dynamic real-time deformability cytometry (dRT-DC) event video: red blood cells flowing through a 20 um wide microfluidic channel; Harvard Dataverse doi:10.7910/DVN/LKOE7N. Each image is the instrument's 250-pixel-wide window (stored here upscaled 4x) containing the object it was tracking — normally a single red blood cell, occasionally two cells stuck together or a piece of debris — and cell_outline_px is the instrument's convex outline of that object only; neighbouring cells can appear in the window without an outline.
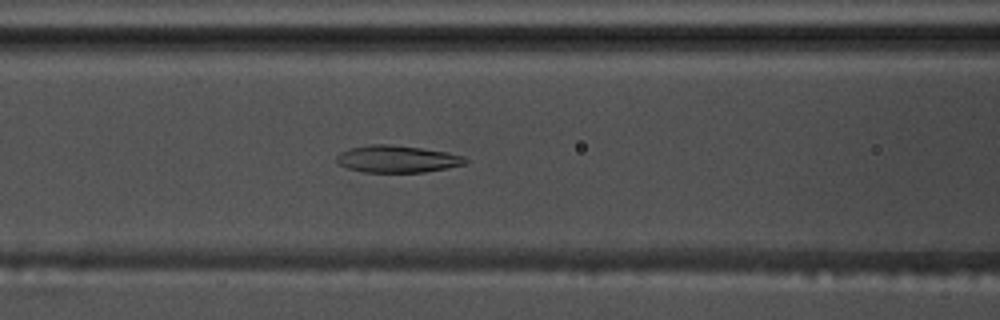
{"species": "common noctule bat (a hibernating species)", "species_latin": "Nyctalus noctula", "temperature_condition": "warm", "stored_images_in_passage": 55, "camera_frame_rate_fps": 3000, "um_per_image_px": 0.085, "animal": {"sex": "male", "body_mass_g": 17.5, "forearm_length_mm": 52.3}, "frame": {"image": 1, "passage_image": 23, "time_ms": 7.333, "image_size_px": [1000, 320], "cell_outline_px": [[468, 160], [464, 164], [424, 172], [364, 172], [348, 168], [340, 164], [336, 160], [336, 156], [340, 152], [348, 148], [372, 144], [388, 144], [420, 148], [448, 152], [464, 156]], "centroid_in_image_um": [33.74, 13.51], "position_along_channel_um": 132.9, "area_um2": 20.17}}
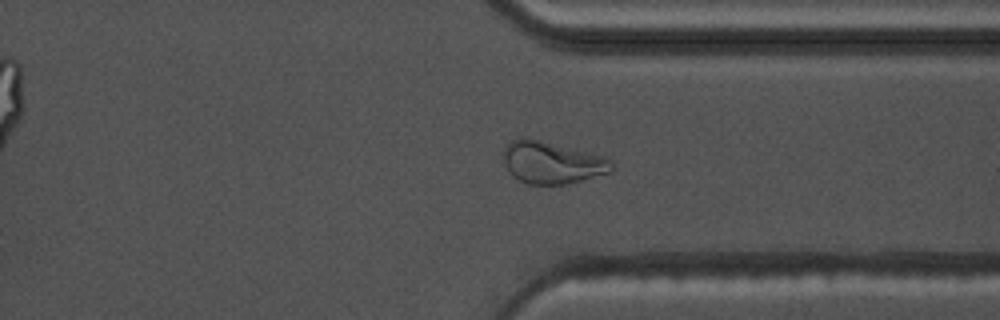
{"frame": {"image": 2, "passage_image": 42, "time_ms": 13.667, "image_size_px": [1000, 320], "cell_outline_px": [[612, 172], [564, 184], [528, 184], [512, 176], [504, 164], [504, 148], [512, 140], [540, 140], [604, 156], [612, 160]], "centroid_in_image_um": [46.94, 13.84], "position_along_channel_um": 364.5, "area_um2": 26.01}}
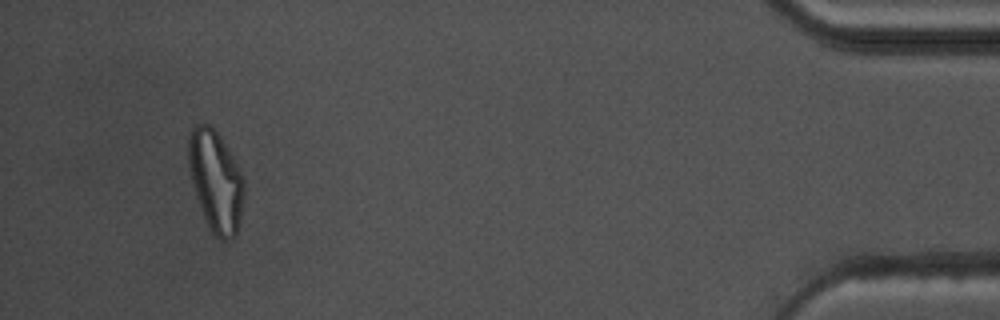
{"frame": {"image": 3, "passage_image": 52, "time_ms": 17.0, "image_size_px": [1000, 320], "cell_outline_px": [[244, 200], [240, 224], [236, 236], [224, 240], [220, 240], [212, 232], [204, 216], [196, 196], [192, 180], [188, 160], [188, 136], [192, 128], [196, 124], [208, 124], [220, 136], [232, 156], [244, 180]], "centroid_in_image_um": [18.35, 15.41], "position_along_channel_um": 416.8, "area_um2": 32.48}, "authors_computed_cell_mechanics": {"area_um2": 23.9292, "velocity_mm_per_s": 3.6617, "shape_relaxation_time_tau1_ms": 6.6417, "shape_relaxation_time_tau2_ms": 2.0109, "deformation_change_tau1": 0.2146, "deformation_change_tau2": 0.0957}}